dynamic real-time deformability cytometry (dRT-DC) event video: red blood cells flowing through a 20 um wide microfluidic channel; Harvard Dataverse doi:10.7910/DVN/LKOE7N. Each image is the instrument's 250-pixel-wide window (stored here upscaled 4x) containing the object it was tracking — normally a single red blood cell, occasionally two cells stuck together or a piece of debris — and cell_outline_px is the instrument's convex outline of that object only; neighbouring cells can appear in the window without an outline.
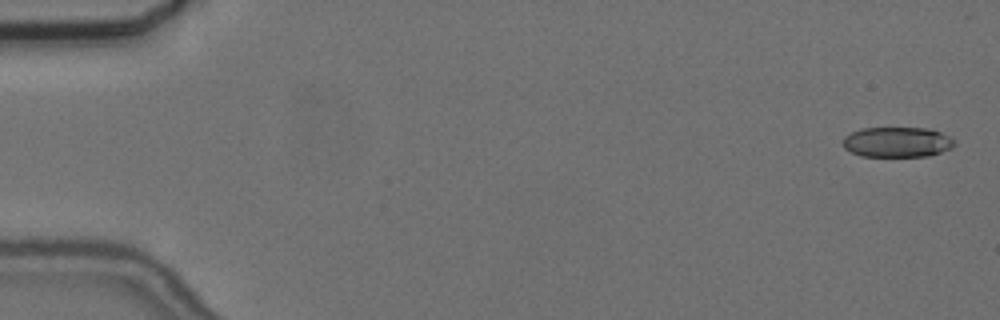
{"species": "common noctule bat (a hibernating species)", "species_latin": "Nyctalus noctula", "temperature_condition": "cold", "stored_images_in_passage": 27, "camera_frame_rate_fps": 3000, "um_per_image_px": 0.085, "animal": {"sex": "female", "body_mass_g": 24.6, "forearm_length_mm": 56.2}, "frame": {"image": 1, "passage_image": 1, "time_ms": 0.0, "image_size_px": [1000, 320], "cell_outline_px": [[956, 144], [952, 148], [928, 156], [860, 156], [844, 148], [844, 136], [860, 128], [928, 128], [940, 132], [956, 140]], "centroid_in_image_um": [76.28, 12.07], "position_along_channel_um": 8.7, "area_um2": 19.65}}
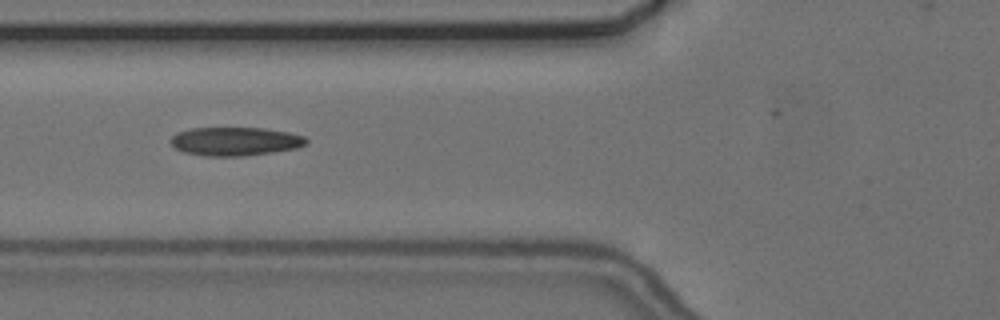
{"frame": {"image": 2, "passage_image": 21, "time_ms": 6.667, "image_size_px": [1000, 320], "cell_outline_px": [[308, 144], [296, 148], [272, 152], [244, 156], [208, 156], [184, 152], [176, 148], [168, 140], [176, 132], [192, 128], [264, 128], [288, 132], [304, 136], [308, 140]], "centroid_in_image_um": [19.99, 12.01], "position_along_channel_um": 105.8, "area_um2": 22.6}}
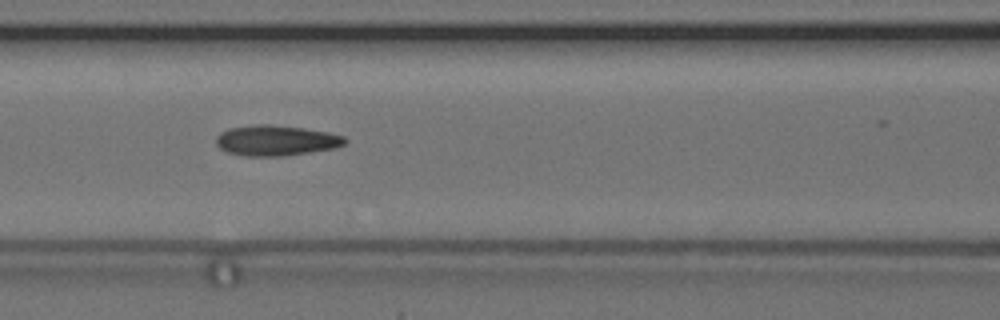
{"frame": {"image": 3, "passage_image": 24, "time_ms": 7.667, "image_size_px": [1000, 320], "cell_outline_px": [[348, 140], [344, 144], [336, 148], [284, 156], [244, 156], [228, 152], [220, 148], [216, 144], [216, 136], [220, 132], [228, 128], [256, 124], [268, 124], [304, 128], [328, 132], [344, 136]], "centroid_in_image_um": [23.46, 11.94], "position_along_channel_um": 143.1, "area_um2": 23.0}}